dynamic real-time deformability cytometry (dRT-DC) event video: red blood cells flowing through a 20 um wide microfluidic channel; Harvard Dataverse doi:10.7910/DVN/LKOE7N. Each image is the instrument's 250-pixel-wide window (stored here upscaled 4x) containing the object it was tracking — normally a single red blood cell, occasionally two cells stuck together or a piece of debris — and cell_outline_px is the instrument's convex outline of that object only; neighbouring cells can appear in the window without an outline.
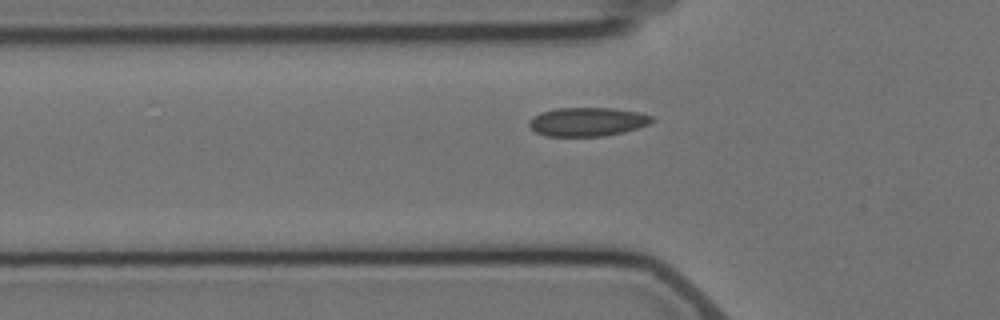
{"species": "Egyptian fruit bat (a non-hibernating species)", "species_latin": "Rousettus aegyptiacus", "temperature_condition": "cold", "stored_images_in_passage": 10, "camera_frame_rate_fps": 3000, "um_per_image_px": 0.085, "animal": {"sex": "female"}, "frame": {"image": 1, "passage_image": 4, "time_ms": 4.333, "image_size_px": [1000, 320], "cell_outline_px": [[656, 120], [648, 124], [624, 132], [604, 136], [548, 136], [536, 132], [528, 124], [528, 120], [532, 116], [540, 112], [556, 108], [612, 108], [640, 112], [652, 116]], "centroid_in_image_um": [49.92, 10.34], "position_along_channel_um": 75.9, "area_um2": 20.69}}
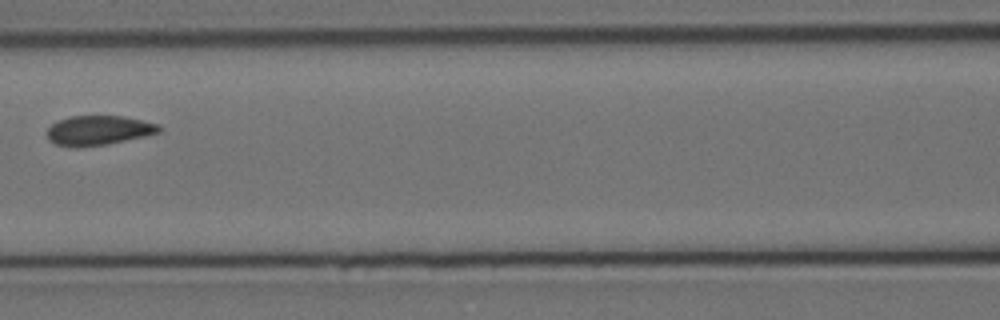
{"frame": {"image": 2, "passage_image": 6, "time_ms": 6.667, "image_size_px": [1000, 320], "cell_outline_px": [[160, 132], [144, 136], [108, 144], [76, 148], [72, 148], [56, 144], [48, 140], [48, 128], [52, 124], [60, 120], [72, 116], [124, 116], [160, 124]], "centroid_in_image_um": [8.38, 11.09], "position_along_channel_um": 158.2, "area_um2": 19.31}}
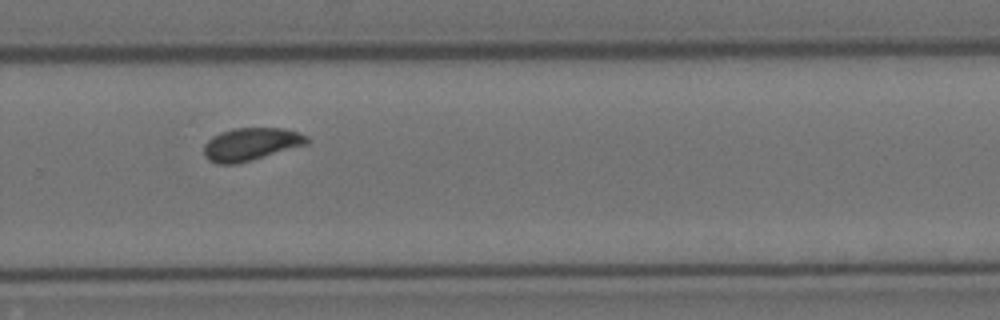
{"frame": {"image": 3, "passage_image": 10, "time_ms": 11.0, "image_size_px": [1000, 320], "cell_outline_px": [[308, 144], [252, 160], [236, 164], [216, 164], [208, 160], [204, 156], [204, 144], [212, 136], [220, 132], [232, 128], [284, 128], [308, 136]], "centroid_in_image_um": [21.3, 12.26], "position_along_channel_um": 308.5, "area_um2": 19.77}}